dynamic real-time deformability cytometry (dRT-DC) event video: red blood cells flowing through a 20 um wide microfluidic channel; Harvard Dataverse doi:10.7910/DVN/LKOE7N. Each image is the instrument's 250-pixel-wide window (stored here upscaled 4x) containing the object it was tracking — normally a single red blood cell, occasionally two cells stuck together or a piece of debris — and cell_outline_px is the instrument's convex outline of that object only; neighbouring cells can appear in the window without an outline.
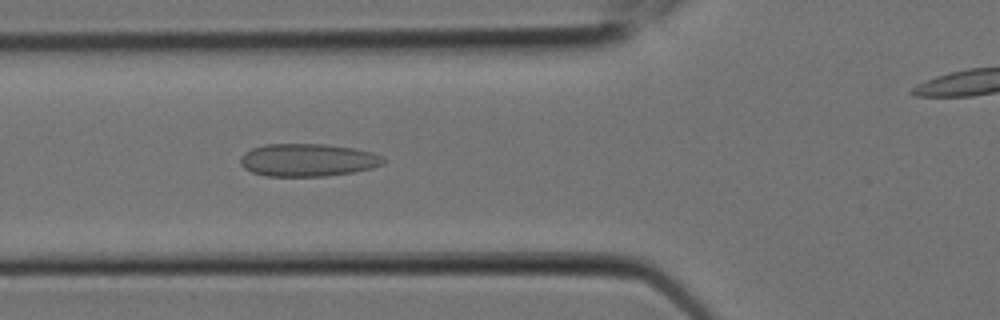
{"species": "Egyptian fruit bat (a non-hibernating species)", "species_latin": "Rousettus aegyptiacus", "temperature_condition": "room temperature", "stored_images_in_passage": 6, "segment_of_instrument_passage": [1, 2], "camera_frame_rate_fps": 3000, "um_per_image_px": 0.085, "animal": {"sex": "female"}, "frame": {"image": 1, "passage_image": 5, "time_ms": 1.333, "image_size_px": [1000, 320], "cell_outline_px": [[388, 160], [384, 164], [372, 168], [352, 172], [324, 176], [268, 176], [252, 172], [244, 168], [240, 164], [240, 156], [244, 152], [252, 148], [264, 144], [324, 144], [356, 148], [372, 152]], "centroid_in_image_um": [26.16, 13.59], "position_along_channel_um": 99.6, "area_um2": 27.46}}